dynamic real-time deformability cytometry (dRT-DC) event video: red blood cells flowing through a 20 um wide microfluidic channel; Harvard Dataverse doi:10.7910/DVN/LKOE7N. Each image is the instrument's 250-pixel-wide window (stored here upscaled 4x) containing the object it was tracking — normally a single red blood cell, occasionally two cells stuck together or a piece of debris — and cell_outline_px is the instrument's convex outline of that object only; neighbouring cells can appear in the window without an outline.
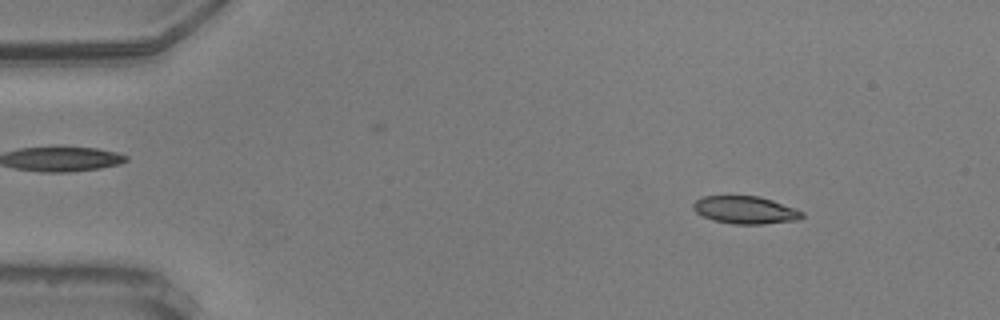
{"species": "common noctule bat (a hibernating species)", "species_latin": "Nyctalus noctula", "temperature_condition": "warm", "stored_images_in_passage": 56, "camera_frame_rate_fps": 3000, "um_per_image_px": 0.085, "animal": {"sex": "male", "body_mass_g": 20.5, "forearm_length_mm": 52.5}, "frame": {"image": 1, "passage_image": 7, "time_ms": 2.0, "image_size_px": [1000, 320], "cell_outline_px": [[804, 216], [800, 220], [764, 224], [732, 224], [716, 220], [704, 216], [696, 212], [692, 208], [692, 204], [700, 196], [760, 196], [796, 208], [804, 212]], "centroid_in_image_um": [63.39, 17.84], "position_along_channel_um": 21.6, "area_um2": 17.63}}
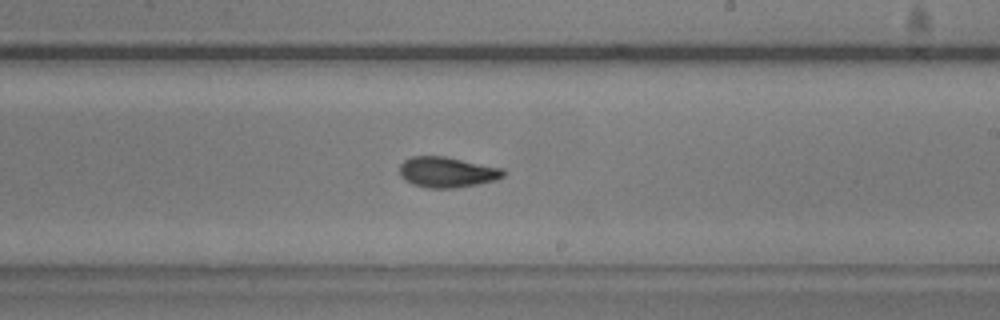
{"frame": {"image": 2, "passage_image": 33, "time_ms": 10.667, "image_size_px": [1000, 320], "cell_outline_px": [[508, 172], [504, 176], [496, 180], [456, 188], [428, 188], [412, 184], [404, 180], [400, 176], [400, 164], [404, 160], [412, 156], [444, 156], [504, 168]], "centroid_in_image_um": [38.02, 14.63], "position_along_channel_um": 251.0, "area_um2": 18.67}}
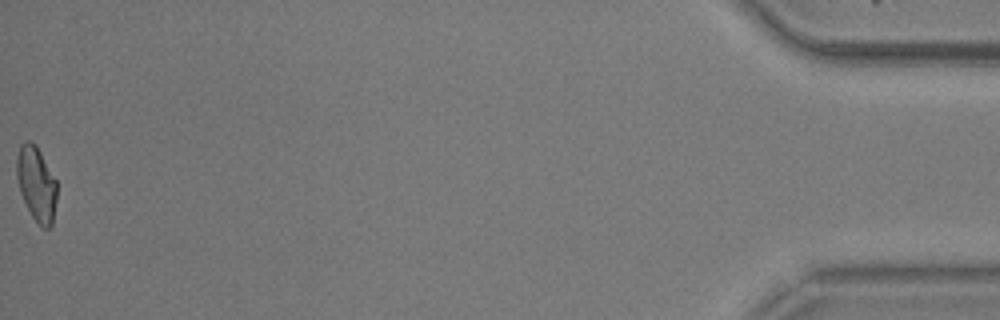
{"frame": {"image": 3, "passage_image": 56, "time_ms": 18.333, "image_size_px": [1000, 320], "cell_outline_px": [[56, 200], [52, 224], [48, 228], [44, 228], [32, 216], [20, 192], [16, 176], [16, 160], [20, 144], [24, 140], [28, 140], [36, 144], [56, 180]], "centroid_in_image_um": [3.08, 15.57], "position_along_channel_um": 432.1, "area_um2": 17.34}, "authors_computed_cell_mechanics": {"area_um2": 17.9469, "velocity_mm_per_s": 3.6369, "shape_relaxation_time_tau1_ms": 4.6187, "shape_relaxation_time_tau2_ms": 1.8963, "deformation_change_tau1": 0.1635, "deformation_change_tau2": 0.0818}}